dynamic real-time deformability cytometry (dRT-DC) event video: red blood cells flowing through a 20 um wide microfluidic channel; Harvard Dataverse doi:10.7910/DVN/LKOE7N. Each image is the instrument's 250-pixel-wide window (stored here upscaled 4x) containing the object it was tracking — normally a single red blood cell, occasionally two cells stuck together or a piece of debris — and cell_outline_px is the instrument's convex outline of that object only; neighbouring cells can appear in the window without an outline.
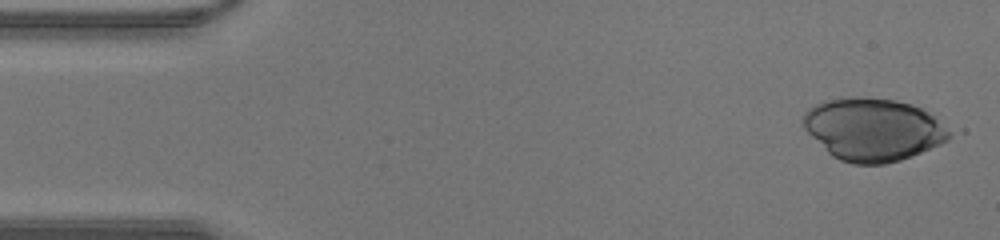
{"species": "human", "species_latin": "Homo sapiens", "temperature_condition": "warm", "stored_images_in_passage": 41, "camera_frame_rate_fps": 3000, "um_per_image_px": 0.085, "donor": {"sex": "male"}, "frame": {"image": 1, "passage_image": 1, "time_ms": 0.0, "image_size_px": [1000, 240], "cell_outline_px": [[964, 132], [940, 144], [912, 156], [900, 160], [884, 164], [852, 164], [840, 160], [832, 156], [804, 128], [804, 112], [808, 108], [824, 100], [856, 96], [896, 100], [912, 104], [964, 128]], "centroid_in_image_um": [74.43, 10.99], "position_along_channel_um": 10.6, "area_um2": 54.97}}
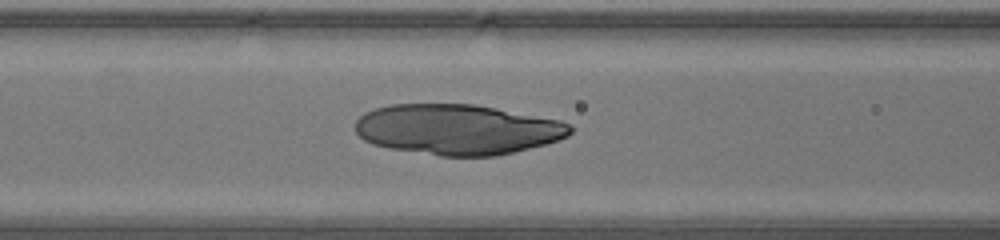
{"frame": {"image": 2, "passage_image": 16, "time_ms": 5.0, "image_size_px": [1000, 240], "cell_outline_px": [[572, 132], [568, 136], [560, 140], [496, 156], [440, 156], [388, 148], [372, 144], [364, 140], [356, 132], [356, 120], [364, 112], [376, 108], [392, 104], [472, 104], [496, 108], [560, 120], [568, 124], [572, 128]], "centroid_in_image_um": [38.86, 11.0], "position_along_channel_um": 127.7, "area_um2": 63.06}}
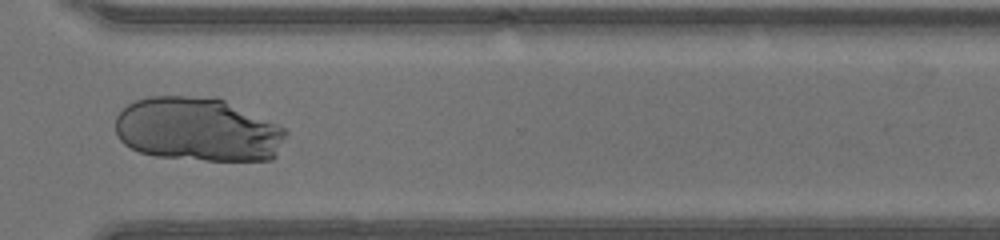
{"frame": {"image": 3, "passage_image": 30, "time_ms": 9.667, "image_size_px": [1000, 240], "cell_outline_px": [[288, 132], [276, 156], [272, 160], [204, 160], [156, 156], [140, 152], [124, 144], [120, 140], [116, 132], [116, 116], [128, 104], [136, 100], [148, 96], [216, 96], [276, 124], [284, 128]], "centroid_in_image_um": [16.81, 11.0], "position_along_channel_um": 353.8, "area_um2": 63.58}}